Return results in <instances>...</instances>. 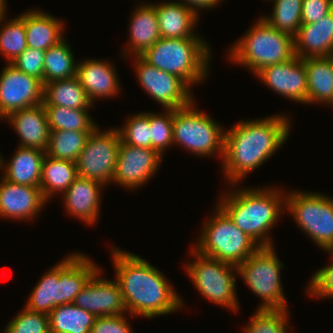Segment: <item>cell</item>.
Masks as SVG:
<instances>
[{
	"label": "cell",
	"instance_id": "19",
	"mask_svg": "<svg viewBox=\"0 0 333 333\" xmlns=\"http://www.w3.org/2000/svg\"><path fill=\"white\" fill-rule=\"evenodd\" d=\"M111 60L85 58L77 62L76 76L90 102L117 97L121 92V79ZM98 99V100H97Z\"/></svg>",
	"mask_w": 333,
	"mask_h": 333
},
{
	"label": "cell",
	"instance_id": "27",
	"mask_svg": "<svg viewBox=\"0 0 333 333\" xmlns=\"http://www.w3.org/2000/svg\"><path fill=\"white\" fill-rule=\"evenodd\" d=\"M307 74V104L333 107V64L330 57L304 59Z\"/></svg>",
	"mask_w": 333,
	"mask_h": 333
},
{
	"label": "cell",
	"instance_id": "8",
	"mask_svg": "<svg viewBox=\"0 0 333 333\" xmlns=\"http://www.w3.org/2000/svg\"><path fill=\"white\" fill-rule=\"evenodd\" d=\"M195 100L181 109H173V146L200 158L224 156L225 130L205 112L195 107Z\"/></svg>",
	"mask_w": 333,
	"mask_h": 333
},
{
	"label": "cell",
	"instance_id": "16",
	"mask_svg": "<svg viewBox=\"0 0 333 333\" xmlns=\"http://www.w3.org/2000/svg\"><path fill=\"white\" fill-rule=\"evenodd\" d=\"M255 76L276 94L307 105V74L304 59L295 55L286 62L262 68Z\"/></svg>",
	"mask_w": 333,
	"mask_h": 333
},
{
	"label": "cell",
	"instance_id": "9",
	"mask_svg": "<svg viewBox=\"0 0 333 333\" xmlns=\"http://www.w3.org/2000/svg\"><path fill=\"white\" fill-rule=\"evenodd\" d=\"M189 253L192 259L183 264V269L195 289L212 304L237 313V266L201 255L192 247Z\"/></svg>",
	"mask_w": 333,
	"mask_h": 333
},
{
	"label": "cell",
	"instance_id": "3",
	"mask_svg": "<svg viewBox=\"0 0 333 333\" xmlns=\"http://www.w3.org/2000/svg\"><path fill=\"white\" fill-rule=\"evenodd\" d=\"M222 193L216 204L233 223L260 247H274L270 233L282 212L286 211V191L270 185L253 188L234 184L227 186Z\"/></svg>",
	"mask_w": 333,
	"mask_h": 333
},
{
	"label": "cell",
	"instance_id": "22",
	"mask_svg": "<svg viewBox=\"0 0 333 333\" xmlns=\"http://www.w3.org/2000/svg\"><path fill=\"white\" fill-rule=\"evenodd\" d=\"M2 121H6L19 136L18 146L46 152L50 128L43 104L14 111Z\"/></svg>",
	"mask_w": 333,
	"mask_h": 333
},
{
	"label": "cell",
	"instance_id": "2",
	"mask_svg": "<svg viewBox=\"0 0 333 333\" xmlns=\"http://www.w3.org/2000/svg\"><path fill=\"white\" fill-rule=\"evenodd\" d=\"M291 120L284 113L271 114L241 119L225 130L221 170L228 185H240L283 147L292 131Z\"/></svg>",
	"mask_w": 333,
	"mask_h": 333
},
{
	"label": "cell",
	"instance_id": "7",
	"mask_svg": "<svg viewBox=\"0 0 333 333\" xmlns=\"http://www.w3.org/2000/svg\"><path fill=\"white\" fill-rule=\"evenodd\" d=\"M213 208L201 226L197 241L191 246L201 255L238 267L260 246L238 228L218 205Z\"/></svg>",
	"mask_w": 333,
	"mask_h": 333
},
{
	"label": "cell",
	"instance_id": "47",
	"mask_svg": "<svg viewBox=\"0 0 333 333\" xmlns=\"http://www.w3.org/2000/svg\"><path fill=\"white\" fill-rule=\"evenodd\" d=\"M329 57L331 58L333 64V53Z\"/></svg>",
	"mask_w": 333,
	"mask_h": 333
},
{
	"label": "cell",
	"instance_id": "42",
	"mask_svg": "<svg viewBox=\"0 0 333 333\" xmlns=\"http://www.w3.org/2000/svg\"><path fill=\"white\" fill-rule=\"evenodd\" d=\"M129 316L134 318L129 313L97 317L90 333H132V325L128 322Z\"/></svg>",
	"mask_w": 333,
	"mask_h": 333
},
{
	"label": "cell",
	"instance_id": "1",
	"mask_svg": "<svg viewBox=\"0 0 333 333\" xmlns=\"http://www.w3.org/2000/svg\"><path fill=\"white\" fill-rule=\"evenodd\" d=\"M115 280L122 293L127 313L153 319L182 310L183 297L166 275L148 260L113 245L110 248Z\"/></svg>",
	"mask_w": 333,
	"mask_h": 333
},
{
	"label": "cell",
	"instance_id": "31",
	"mask_svg": "<svg viewBox=\"0 0 333 333\" xmlns=\"http://www.w3.org/2000/svg\"><path fill=\"white\" fill-rule=\"evenodd\" d=\"M8 10L0 12V55L5 63H12L28 47L24 12L14 18H7Z\"/></svg>",
	"mask_w": 333,
	"mask_h": 333
},
{
	"label": "cell",
	"instance_id": "10",
	"mask_svg": "<svg viewBox=\"0 0 333 333\" xmlns=\"http://www.w3.org/2000/svg\"><path fill=\"white\" fill-rule=\"evenodd\" d=\"M276 251L275 247H260L237 267L239 278L260 298L256 309H289L281 279V270L285 265Z\"/></svg>",
	"mask_w": 333,
	"mask_h": 333
},
{
	"label": "cell",
	"instance_id": "33",
	"mask_svg": "<svg viewBox=\"0 0 333 333\" xmlns=\"http://www.w3.org/2000/svg\"><path fill=\"white\" fill-rule=\"evenodd\" d=\"M50 131H93L99 124L90 109H70L63 106H44Z\"/></svg>",
	"mask_w": 333,
	"mask_h": 333
},
{
	"label": "cell",
	"instance_id": "20",
	"mask_svg": "<svg viewBox=\"0 0 333 333\" xmlns=\"http://www.w3.org/2000/svg\"><path fill=\"white\" fill-rule=\"evenodd\" d=\"M105 187L99 181L78 176L61 195L65 212L86 226L96 225Z\"/></svg>",
	"mask_w": 333,
	"mask_h": 333
},
{
	"label": "cell",
	"instance_id": "5",
	"mask_svg": "<svg viewBox=\"0 0 333 333\" xmlns=\"http://www.w3.org/2000/svg\"><path fill=\"white\" fill-rule=\"evenodd\" d=\"M212 54L204 38L161 37L140 57L151 66L181 78L193 90L194 85L206 82L211 74Z\"/></svg>",
	"mask_w": 333,
	"mask_h": 333
},
{
	"label": "cell",
	"instance_id": "37",
	"mask_svg": "<svg viewBox=\"0 0 333 333\" xmlns=\"http://www.w3.org/2000/svg\"><path fill=\"white\" fill-rule=\"evenodd\" d=\"M163 111V112H162ZM151 148L162 157L173 146V109L148 112Z\"/></svg>",
	"mask_w": 333,
	"mask_h": 333
},
{
	"label": "cell",
	"instance_id": "23",
	"mask_svg": "<svg viewBox=\"0 0 333 333\" xmlns=\"http://www.w3.org/2000/svg\"><path fill=\"white\" fill-rule=\"evenodd\" d=\"M152 4L157 13L162 38H203L196 32L200 17L190 7L176 0H164Z\"/></svg>",
	"mask_w": 333,
	"mask_h": 333
},
{
	"label": "cell",
	"instance_id": "29",
	"mask_svg": "<svg viewBox=\"0 0 333 333\" xmlns=\"http://www.w3.org/2000/svg\"><path fill=\"white\" fill-rule=\"evenodd\" d=\"M44 106H63L70 109L94 108L77 76L44 84Z\"/></svg>",
	"mask_w": 333,
	"mask_h": 333
},
{
	"label": "cell",
	"instance_id": "39",
	"mask_svg": "<svg viewBox=\"0 0 333 333\" xmlns=\"http://www.w3.org/2000/svg\"><path fill=\"white\" fill-rule=\"evenodd\" d=\"M2 330V333H50L49 316L22 306Z\"/></svg>",
	"mask_w": 333,
	"mask_h": 333
},
{
	"label": "cell",
	"instance_id": "35",
	"mask_svg": "<svg viewBox=\"0 0 333 333\" xmlns=\"http://www.w3.org/2000/svg\"><path fill=\"white\" fill-rule=\"evenodd\" d=\"M271 14L261 16L273 28L295 36L302 25L303 0H272Z\"/></svg>",
	"mask_w": 333,
	"mask_h": 333
},
{
	"label": "cell",
	"instance_id": "45",
	"mask_svg": "<svg viewBox=\"0 0 333 333\" xmlns=\"http://www.w3.org/2000/svg\"><path fill=\"white\" fill-rule=\"evenodd\" d=\"M5 10H8L7 0H0V12Z\"/></svg>",
	"mask_w": 333,
	"mask_h": 333
},
{
	"label": "cell",
	"instance_id": "40",
	"mask_svg": "<svg viewBox=\"0 0 333 333\" xmlns=\"http://www.w3.org/2000/svg\"><path fill=\"white\" fill-rule=\"evenodd\" d=\"M330 254L329 264L319 268L311 279L306 284L305 293L310 298L316 299H333V253L325 252Z\"/></svg>",
	"mask_w": 333,
	"mask_h": 333
},
{
	"label": "cell",
	"instance_id": "14",
	"mask_svg": "<svg viewBox=\"0 0 333 333\" xmlns=\"http://www.w3.org/2000/svg\"><path fill=\"white\" fill-rule=\"evenodd\" d=\"M43 102V82L6 63L0 74V121L14 111Z\"/></svg>",
	"mask_w": 333,
	"mask_h": 333
},
{
	"label": "cell",
	"instance_id": "4",
	"mask_svg": "<svg viewBox=\"0 0 333 333\" xmlns=\"http://www.w3.org/2000/svg\"><path fill=\"white\" fill-rule=\"evenodd\" d=\"M76 252L64 256L42 274L30 292L25 308L49 314L58 305L74 302L76 295L101 268L88 255Z\"/></svg>",
	"mask_w": 333,
	"mask_h": 333
},
{
	"label": "cell",
	"instance_id": "21",
	"mask_svg": "<svg viewBox=\"0 0 333 333\" xmlns=\"http://www.w3.org/2000/svg\"><path fill=\"white\" fill-rule=\"evenodd\" d=\"M129 16L128 43L119 54L126 60L128 57L142 55L161 38L157 13L151 2H138Z\"/></svg>",
	"mask_w": 333,
	"mask_h": 333
},
{
	"label": "cell",
	"instance_id": "46",
	"mask_svg": "<svg viewBox=\"0 0 333 333\" xmlns=\"http://www.w3.org/2000/svg\"><path fill=\"white\" fill-rule=\"evenodd\" d=\"M2 162H3V156L0 154V173H2Z\"/></svg>",
	"mask_w": 333,
	"mask_h": 333
},
{
	"label": "cell",
	"instance_id": "11",
	"mask_svg": "<svg viewBox=\"0 0 333 333\" xmlns=\"http://www.w3.org/2000/svg\"><path fill=\"white\" fill-rule=\"evenodd\" d=\"M286 190V211L294 224L324 252L333 250V197L328 193Z\"/></svg>",
	"mask_w": 333,
	"mask_h": 333
},
{
	"label": "cell",
	"instance_id": "34",
	"mask_svg": "<svg viewBox=\"0 0 333 333\" xmlns=\"http://www.w3.org/2000/svg\"><path fill=\"white\" fill-rule=\"evenodd\" d=\"M92 131H50L45 154L54 159L76 162Z\"/></svg>",
	"mask_w": 333,
	"mask_h": 333
},
{
	"label": "cell",
	"instance_id": "36",
	"mask_svg": "<svg viewBox=\"0 0 333 333\" xmlns=\"http://www.w3.org/2000/svg\"><path fill=\"white\" fill-rule=\"evenodd\" d=\"M290 311L283 310H260L256 309L247 325L243 327V333H289L292 329L290 323Z\"/></svg>",
	"mask_w": 333,
	"mask_h": 333
},
{
	"label": "cell",
	"instance_id": "43",
	"mask_svg": "<svg viewBox=\"0 0 333 333\" xmlns=\"http://www.w3.org/2000/svg\"><path fill=\"white\" fill-rule=\"evenodd\" d=\"M333 10V0H303L302 24L316 23Z\"/></svg>",
	"mask_w": 333,
	"mask_h": 333
},
{
	"label": "cell",
	"instance_id": "17",
	"mask_svg": "<svg viewBox=\"0 0 333 333\" xmlns=\"http://www.w3.org/2000/svg\"><path fill=\"white\" fill-rule=\"evenodd\" d=\"M47 203L40 187L15 184L0 177V219L33 221Z\"/></svg>",
	"mask_w": 333,
	"mask_h": 333
},
{
	"label": "cell",
	"instance_id": "18",
	"mask_svg": "<svg viewBox=\"0 0 333 333\" xmlns=\"http://www.w3.org/2000/svg\"><path fill=\"white\" fill-rule=\"evenodd\" d=\"M100 268L80 291L74 304L93 313L96 317L126 314L122 293L118 282L102 277Z\"/></svg>",
	"mask_w": 333,
	"mask_h": 333
},
{
	"label": "cell",
	"instance_id": "44",
	"mask_svg": "<svg viewBox=\"0 0 333 333\" xmlns=\"http://www.w3.org/2000/svg\"><path fill=\"white\" fill-rule=\"evenodd\" d=\"M182 2L184 5H187L192 10H194L199 16L201 14V10H211L212 8H216L218 4L222 3V0H177ZM205 9V10H204Z\"/></svg>",
	"mask_w": 333,
	"mask_h": 333
},
{
	"label": "cell",
	"instance_id": "13",
	"mask_svg": "<svg viewBox=\"0 0 333 333\" xmlns=\"http://www.w3.org/2000/svg\"><path fill=\"white\" fill-rule=\"evenodd\" d=\"M129 58H133L132 68L140 87L162 109H181L196 100L192 89L181 78L151 66L140 56Z\"/></svg>",
	"mask_w": 333,
	"mask_h": 333
},
{
	"label": "cell",
	"instance_id": "32",
	"mask_svg": "<svg viewBox=\"0 0 333 333\" xmlns=\"http://www.w3.org/2000/svg\"><path fill=\"white\" fill-rule=\"evenodd\" d=\"M70 45L65 37L45 50L44 84L76 76L78 61Z\"/></svg>",
	"mask_w": 333,
	"mask_h": 333
},
{
	"label": "cell",
	"instance_id": "12",
	"mask_svg": "<svg viewBox=\"0 0 333 333\" xmlns=\"http://www.w3.org/2000/svg\"><path fill=\"white\" fill-rule=\"evenodd\" d=\"M121 139L116 127L102 130L97 126L86 140L76 161L78 176L112 184Z\"/></svg>",
	"mask_w": 333,
	"mask_h": 333
},
{
	"label": "cell",
	"instance_id": "25",
	"mask_svg": "<svg viewBox=\"0 0 333 333\" xmlns=\"http://www.w3.org/2000/svg\"><path fill=\"white\" fill-rule=\"evenodd\" d=\"M25 11L24 26L28 48L45 51L65 38L66 25L63 19L37 8Z\"/></svg>",
	"mask_w": 333,
	"mask_h": 333
},
{
	"label": "cell",
	"instance_id": "28",
	"mask_svg": "<svg viewBox=\"0 0 333 333\" xmlns=\"http://www.w3.org/2000/svg\"><path fill=\"white\" fill-rule=\"evenodd\" d=\"M77 177L76 162L45 155L40 181L44 198L50 202L57 193L62 195Z\"/></svg>",
	"mask_w": 333,
	"mask_h": 333
},
{
	"label": "cell",
	"instance_id": "6",
	"mask_svg": "<svg viewBox=\"0 0 333 333\" xmlns=\"http://www.w3.org/2000/svg\"><path fill=\"white\" fill-rule=\"evenodd\" d=\"M227 51L229 59L226 60L255 75L262 68L293 58L294 37L273 28L259 17Z\"/></svg>",
	"mask_w": 333,
	"mask_h": 333
},
{
	"label": "cell",
	"instance_id": "30",
	"mask_svg": "<svg viewBox=\"0 0 333 333\" xmlns=\"http://www.w3.org/2000/svg\"><path fill=\"white\" fill-rule=\"evenodd\" d=\"M48 316L50 333H90L97 318L74 303L58 305Z\"/></svg>",
	"mask_w": 333,
	"mask_h": 333
},
{
	"label": "cell",
	"instance_id": "15",
	"mask_svg": "<svg viewBox=\"0 0 333 333\" xmlns=\"http://www.w3.org/2000/svg\"><path fill=\"white\" fill-rule=\"evenodd\" d=\"M163 158L153 148L134 147L121 142L112 183L128 191L141 189L156 175Z\"/></svg>",
	"mask_w": 333,
	"mask_h": 333
},
{
	"label": "cell",
	"instance_id": "24",
	"mask_svg": "<svg viewBox=\"0 0 333 333\" xmlns=\"http://www.w3.org/2000/svg\"><path fill=\"white\" fill-rule=\"evenodd\" d=\"M294 51L301 59L329 57L333 53V10L320 21L299 27L294 36Z\"/></svg>",
	"mask_w": 333,
	"mask_h": 333
},
{
	"label": "cell",
	"instance_id": "41",
	"mask_svg": "<svg viewBox=\"0 0 333 333\" xmlns=\"http://www.w3.org/2000/svg\"><path fill=\"white\" fill-rule=\"evenodd\" d=\"M45 51L26 48L11 64L18 70L41 80L44 84Z\"/></svg>",
	"mask_w": 333,
	"mask_h": 333
},
{
	"label": "cell",
	"instance_id": "38",
	"mask_svg": "<svg viewBox=\"0 0 333 333\" xmlns=\"http://www.w3.org/2000/svg\"><path fill=\"white\" fill-rule=\"evenodd\" d=\"M116 127L122 143L134 147L151 148L148 111L134 113Z\"/></svg>",
	"mask_w": 333,
	"mask_h": 333
},
{
	"label": "cell",
	"instance_id": "26",
	"mask_svg": "<svg viewBox=\"0 0 333 333\" xmlns=\"http://www.w3.org/2000/svg\"><path fill=\"white\" fill-rule=\"evenodd\" d=\"M16 148L9 161L3 157L0 175L11 183L40 187L45 152L21 146Z\"/></svg>",
	"mask_w": 333,
	"mask_h": 333
}]
</instances>
